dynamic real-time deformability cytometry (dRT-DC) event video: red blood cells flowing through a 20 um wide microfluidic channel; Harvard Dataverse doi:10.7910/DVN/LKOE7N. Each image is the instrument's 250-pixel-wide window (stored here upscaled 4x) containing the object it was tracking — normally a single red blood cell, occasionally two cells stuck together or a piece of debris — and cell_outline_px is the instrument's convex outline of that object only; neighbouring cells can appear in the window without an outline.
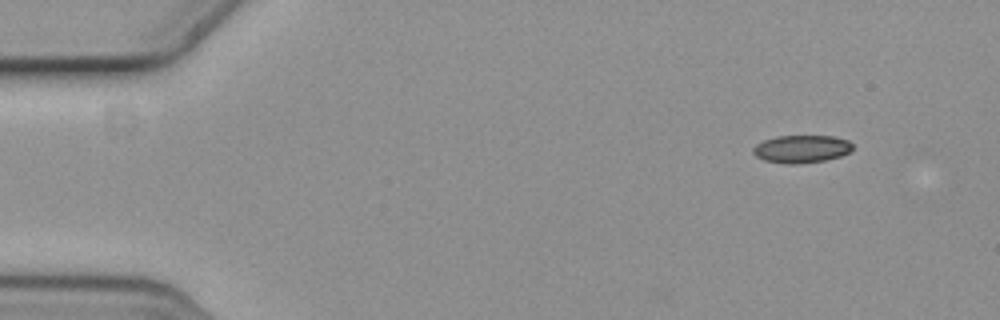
{"species": "common noctule bat (a hibernating species)", "species_latin": "Nyctalus noctula", "temperature_condition": "cold", "stored_images_in_passage": 4, "camera_frame_rate_fps": 3000, "um_per_image_px": 0.085, "animal": {"sex": "female", "body_mass_g": 19.3, "forearm_length_mm": 54.1}, "frame": {"image": 1, "passage_image": 4, "time_ms": 1.0, "image_size_px": [1000, 320], "cell_outline_px": [[852, 148], [848, 152], [840, 156], [824, 160], [796, 164], [788, 164], [764, 160], [756, 156], [752, 152], [752, 148], [756, 144], [764, 140], [776, 136], [832, 136], [848, 140], [852, 144]], "centroid_in_image_um": [68.09, 12.65], "position_along_channel_um": 16.9, "area_um2": 15.95}}